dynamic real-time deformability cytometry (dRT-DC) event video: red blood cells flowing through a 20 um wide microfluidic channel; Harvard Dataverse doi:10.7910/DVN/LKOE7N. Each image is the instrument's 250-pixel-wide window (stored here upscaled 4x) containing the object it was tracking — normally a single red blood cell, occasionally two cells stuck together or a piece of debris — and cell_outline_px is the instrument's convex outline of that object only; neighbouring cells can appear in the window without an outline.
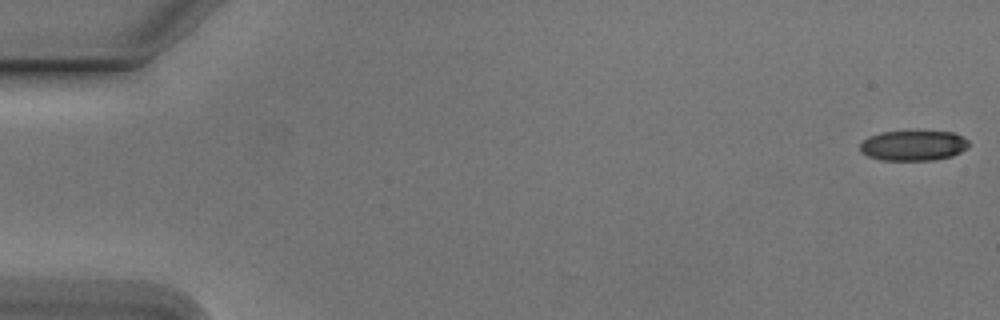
{"species": "Egyptian fruit bat (a non-hibernating species)", "species_latin": "Rousettus aegyptiacus", "temperature_condition": "cold", "stored_images_in_passage": 54, "camera_frame_rate_fps": 3000, "um_per_image_px": 0.085, "animal": {"sex": "male"}, "frame": {"image": 1, "passage_image": 1, "time_ms": 0.0, "image_size_px": [1000, 320], "cell_outline_px": [[968, 148], [952, 156], [936, 160], [880, 160], [868, 156], [860, 152], [860, 144], [868, 136], [880, 132], [952, 132], [968, 140]], "centroid_in_image_um": [77.61, 12.38], "position_along_channel_um": 7.4, "area_um2": 19.07}}
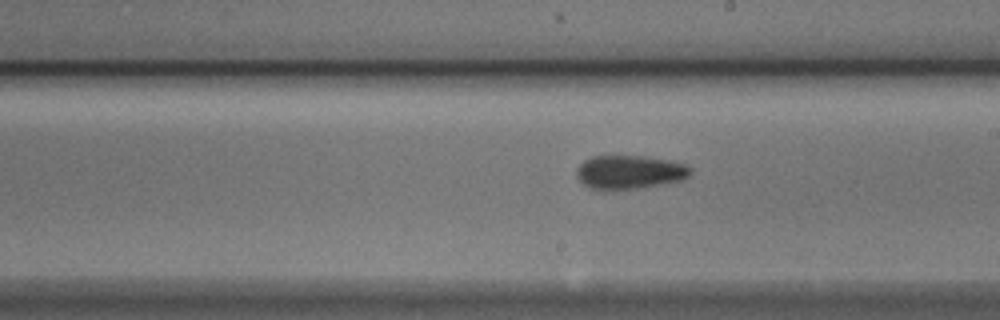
{"frame": {"image": 2, "passage_image": 31, "time_ms": 10.0, "image_size_px": [1000, 320], "cell_outline_px": [[692, 172], [684, 180], [664, 184], [640, 188], [588, 188], [576, 176], [576, 168], [584, 160], [592, 156], [644, 156], [668, 160], [688, 164], [692, 168]], "centroid_in_image_um": [53.56, 14.61], "position_along_channel_um": 235.4, "area_um2": 22.31}}
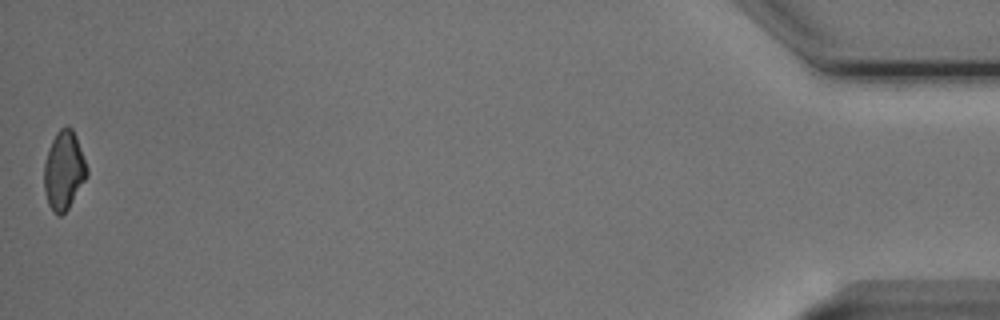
{"frame": {"image": 3, "passage_image": 54, "time_ms": 17.667, "image_size_px": [1000, 320], "cell_outline_px": [[88, 176], [68, 208], [60, 216], [56, 216], [52, 212], [48, 204], [44, 188], [44, 164], [52, 140], [56, 132], [64, 124], [68, 124], [72, 128], [76, 136], [88, 168]], "centroid_in_image_um": [5.43, 14.48], "position_along_channel_um": 429.8, "area_um2": 19.77}, "authors_computed_cell_mechanics": {"area_um2": 21.097, "velocity_mm_per_s": 3.7945, "shape_relaxation_time_tau1_ms": null, "shape_relaxation_time_tau2_ms": 2.8953, "deformation_change_tau1": null, "deformation_change_tau2": 0.0943}}